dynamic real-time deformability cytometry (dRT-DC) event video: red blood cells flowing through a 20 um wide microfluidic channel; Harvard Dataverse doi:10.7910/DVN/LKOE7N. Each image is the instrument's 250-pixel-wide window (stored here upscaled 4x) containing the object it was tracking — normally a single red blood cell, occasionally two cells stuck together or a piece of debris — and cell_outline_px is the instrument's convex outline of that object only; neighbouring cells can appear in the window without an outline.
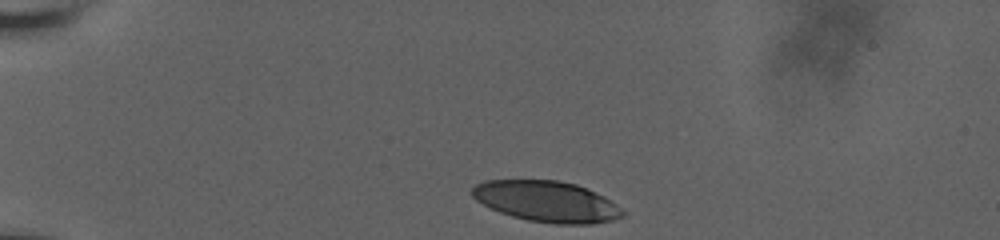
{"species": "human", "species_latin": "Homo sapiens", "temperature_condition": "room temperature", "stored_images_in_passage": 16, "camera_frame_rate_fps": 3000, "um_per_image_px": 0.085, "donor": {"sex": "male"}, "frame": {"image": 1, "passage_image": 1, "time_ms": 0.0, "image_size_px": [1000, 240], "cell_outline_px": [[624, 216], [612, 220], [592, 224], [556, 224], [528, 220], [512, 216], [500, 212], [476, 200], [472, 196], [472, 188], [476, 184], [484, 180], [560, 180], [576, 184], [596, 192], [604, 196], [616, 204], [624, 212]], "centroid_in_image_um": [46.48, 17.12], "position_along_channel_um": 38.5, "area_um2": 35.84}}
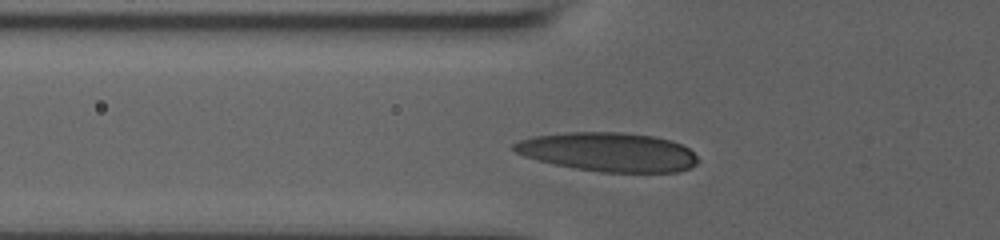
{"frame": {"image": 2, "passage_image": 11, "time_ms": 2.667, "image_size_px": [1000, 240], "cell_outline_px": [[700, 160], [696, 164], [688, 168], [676, 172], [600, 172], [576, 168], [556, 164], [524, 156], [516, 152], [512, 148], [512, 144], [520, 140], [532, 136], [564, 132], [620, 132], [656, 136], [672, 140], [688, 148]], "centroid_in_image_um": [51.71, 12.91], "position_along_channel_um": 74.1, "area_um2": 41.79}}
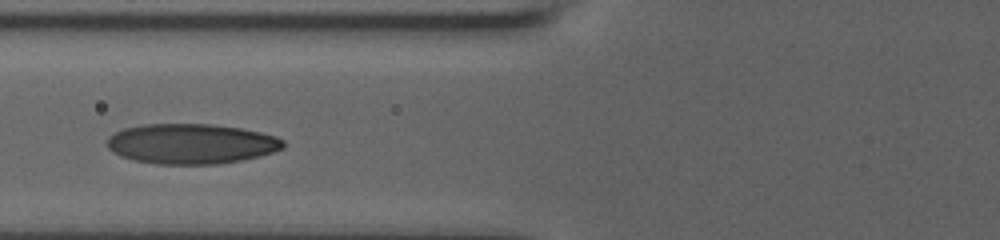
{"frame": {"image": 3, "passage_image": 15, "time_ms": 3.667, "image_size_px": [1000, 240], "cell_outline_px": [[284, 148], [260, 156], [240, 160], [216, 164], [156, 164], [132, 160], [120, 156], [112, 152], [108, 148], [108, 136], [124, 128], [144, 124], [212, 124], [240, 128], [260, 132], [276, 136], [284, 140]], "centroid_in_image_um": [16.24, 12.22], "position_along_channel_um": 109.6, "area_um2": 41.27}}